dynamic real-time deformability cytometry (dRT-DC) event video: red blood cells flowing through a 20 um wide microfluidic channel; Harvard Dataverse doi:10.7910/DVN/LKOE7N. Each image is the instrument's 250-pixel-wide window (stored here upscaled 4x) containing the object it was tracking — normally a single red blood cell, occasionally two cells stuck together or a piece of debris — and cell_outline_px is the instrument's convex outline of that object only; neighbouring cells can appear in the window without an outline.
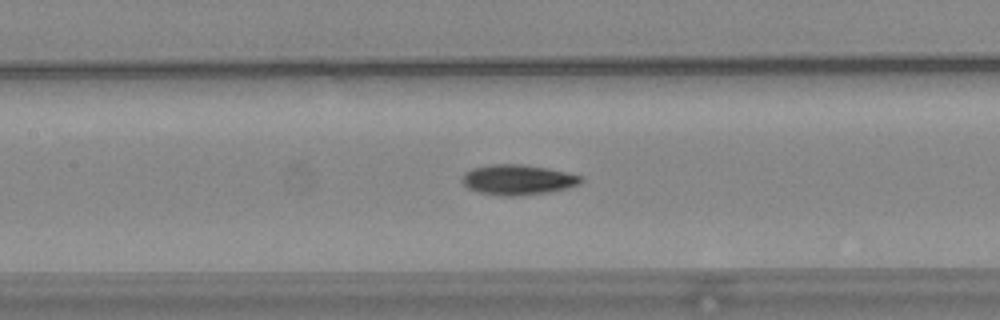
{"species": "common noctule bat (a hibernating species)", "species_latin": "Nyctalus noctula", "temperature_condition": "warm", "stored_images_in_passage": 35, "camera_frame_rate_fps": 3000, "um_per_image_px": 0.085, "animal": {"sex": "female", "body_mass_g": 24.6, "forearm_length_mm": 56.2}, "frame": {"image": 1, "passage_image": 13, "time_ms": 4.0, "image_size_px": [1000, 320], "cell_outline_px": [[584, 180], [580, 184], [568, 188], [552, 192], [516, 196], [500, 196], [480, 192], [468, 188], [460, 180], [464, 172], [472, 168], [492, 164], [520, 164], [548, 168], [584, 176]], "centroid_in_image_um": [44.04, 15.28], "position_along_channel_um": 163.4, "area_um2": 21.21}}
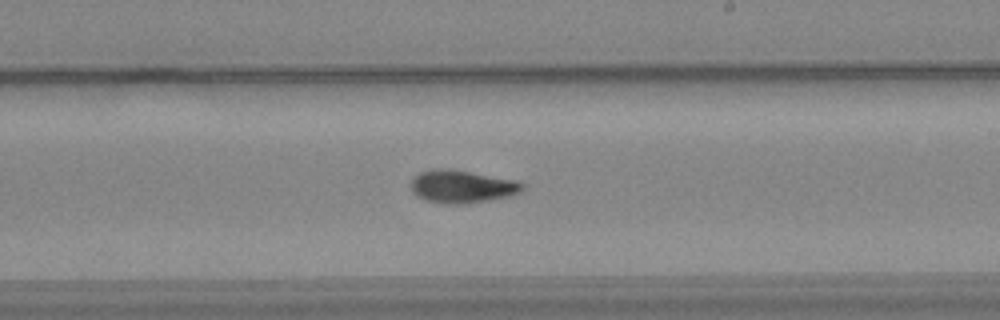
{"frame": {"image": 2, "passage_image": 20, "time_ms": 6.333, "image_size_px": [1000, 320], "cell_outline_px": [[524, 188], [520, 192], [508, 196], [488, 200], [460, 204], [448, 204], [424, 200], [416, 196], [412, 192], [412, 176], [420, 172], [440, 168], [468, 172], [516, 180], [524, 184]], "centroid_in_image_um": [39.24, 15.86], "position_along_channel_um": 249.8, "area_um2": 20.98}}
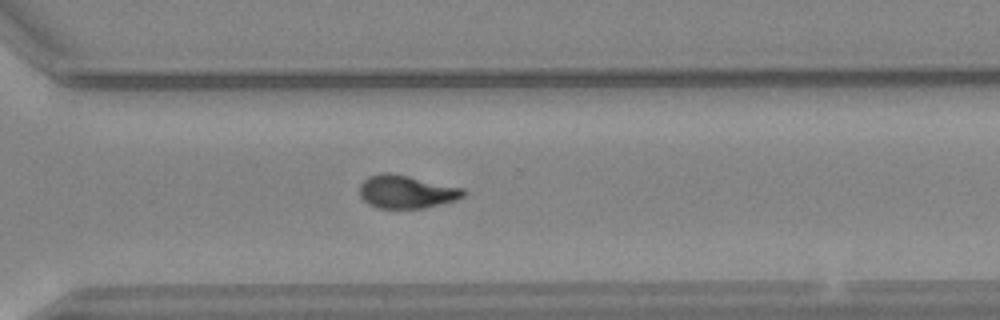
{"frame": {"image": 3, "passage_image": 27, "time_ms": 8.667, "image_size_px": [1000, 320], "cell_outline_px": [[468, 192], [464, 196], [456, 200], [424, 208], [380, 208], [368, 204], [360, 196], [360, 184], [368, 176], [380, 172], [388, 172], [408, 176], [464, 188]], "centroid_in_image_um": [34.55, 16.29], "position_along_channel_um": 336.0, "area_um2": 20.06}, "authors_computed_cell_mechanics": {"area_um2": 20.1144, "velocity_mm_per_s": 3.7131, "shape_relaxation_time_tau1_ms": null, "shape_relaxation_time_tau2_ms": 6.8577, "deformation_change_tau1": null, "deformation_change_tau2": 0.1412}}